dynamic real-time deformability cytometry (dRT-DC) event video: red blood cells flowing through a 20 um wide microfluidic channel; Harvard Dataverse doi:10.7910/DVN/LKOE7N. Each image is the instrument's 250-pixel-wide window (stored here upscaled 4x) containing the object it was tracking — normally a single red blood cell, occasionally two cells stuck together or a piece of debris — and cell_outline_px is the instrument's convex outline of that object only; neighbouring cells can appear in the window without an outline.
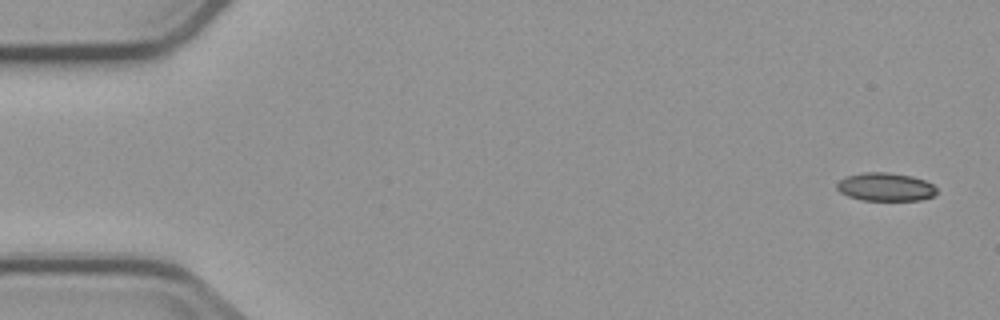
{"species": "common noctule bat (a hibernating species)", "species_latin": "Nyctalus noctula", "temperature_condition": "cold", "stored_images_in_passage": 7, "camera_frame_rate_fps": 3000, "um_per_image_px": 0.085, "animal": {"sex": "male", "body_mass_g": 23.1, "forearm_length_mm": 52.7}, "frame": {"image": 1, "passage_image": 1, "time_ms": 0.0, "image_size_px": [1000, 320], "cell_outline_px": [[936, 196], [920, 200], [864, 200], [848, 196], [840, 192], [836, 188], [836, 184], [844, 176], [864, 172], [888, 172], [912, 176], [924, 180], [932, 184], [936, 188]], "centroid_in_image_um": [75.26, 15.88], "position_along_channel_um": 9.7, "area_um2": 16.53}}
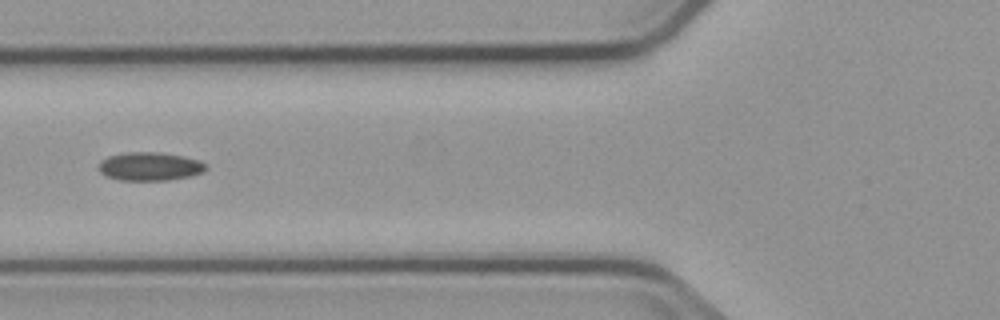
{"frame": {"image": 2, "passage_image": 5, "time_ms": 6.333, "image_size_px": [1000, 320], "cell_outline_px": [[208, 168], [204, 172], [192, 176], [168, 180], [120, 180], [104, 176], [100, 172], [100, 160], [108, 156], [128, 152], [156, 152], [180, 156], [200, 160], [208, 164]], "centroid_in_image_um": [12.77, 14.15], "position_along_channel_um": 113.0, "area_um2": 17.86}}
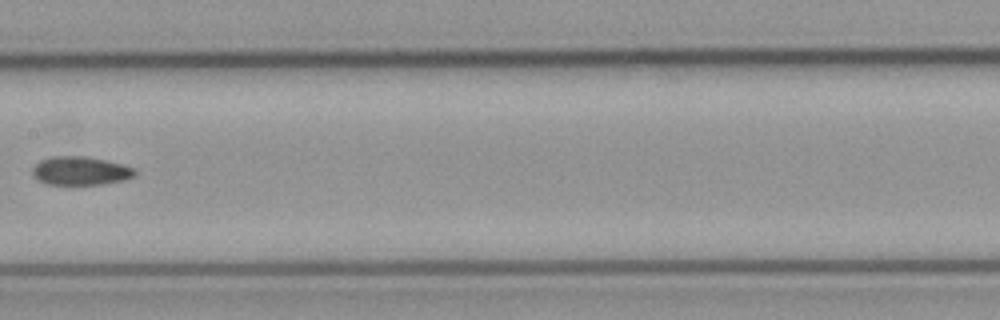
{"frame": {"image": 3, "passage_image": 7, "time_ms": 8.667, "image_size_px": [1000, 320], "cell_outline_px": [[136, 176], [124, 180], [104, 184], [44, 184], [32, 176], [32, 168], [40, 160], [52, 156], [80, 156], [104, 160], [136, 168]], "centroid_in_image_um": [6.82, 14.53], "position_along_channel_um": 200.6, "area_um2": 17.05}}